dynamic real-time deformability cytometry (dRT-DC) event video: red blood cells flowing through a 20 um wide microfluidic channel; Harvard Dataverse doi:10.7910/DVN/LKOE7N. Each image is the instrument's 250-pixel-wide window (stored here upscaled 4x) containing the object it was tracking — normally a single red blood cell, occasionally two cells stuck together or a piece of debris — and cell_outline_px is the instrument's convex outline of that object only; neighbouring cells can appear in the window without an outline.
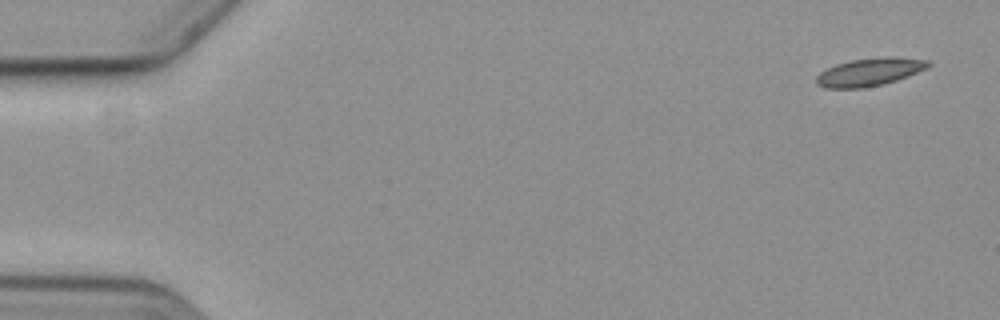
{"species": "common noctule bat (a hibernating species)", "species_latin": "Nyctalus noctula", "temperature_condition": "cold", "stored_images_in_passage": 6, "camera_frame_rate_fps": 3000, "um_per_image_px": 0.085, "animal": {"sex": "female", "body_mass_g": 19.3, "forearm_length_mm": 54.1}, "frame": {"image": 1, "passage_image": 1, "time_ms": 0.0, "image_size_px": [1000, 320], "cell_outline_px": [[932, 64], [928, 68], [908, 76], [884, 84], [864, 88], [824, 88], [816, 84], [816, 76], [820, 72], [836, 64], [852, 60], [884, 56], [896, 56], [932, 60]], "centroid_in_image_um": [73.97, 6.11], "position_along_channel_um": 11.0, "area_um2": 18.5}}